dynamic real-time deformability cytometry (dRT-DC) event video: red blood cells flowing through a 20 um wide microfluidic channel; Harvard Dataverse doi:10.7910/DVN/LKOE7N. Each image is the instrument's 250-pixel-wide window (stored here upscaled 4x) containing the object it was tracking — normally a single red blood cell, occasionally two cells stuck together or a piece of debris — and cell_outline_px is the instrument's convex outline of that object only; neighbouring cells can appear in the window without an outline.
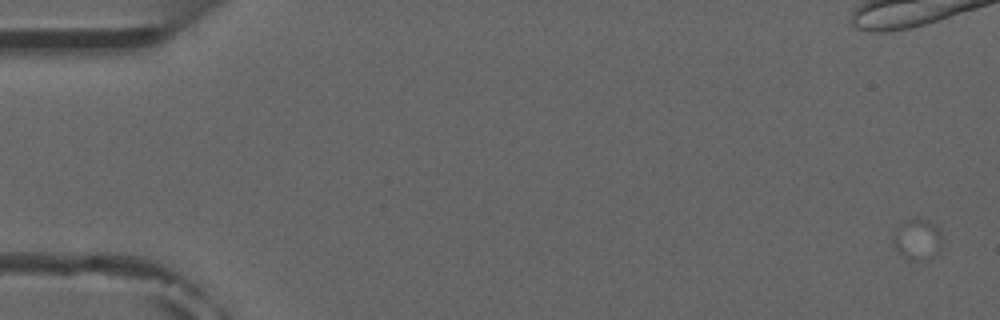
{"species": "common noctule bat (a hibernating species)", "species_latin": "Nyctalus noctula", "temperature_condition": "room temperature", "stored_images_in_passage": 5, "camera_frame_rate_fps": 3000, "um_per_image_px": 0.085, "animal": {"sex": "male", "forearm_length_mm": 52.5}, "frame": {"image": 1, "passage_image": 1, "time_ms": 0.0, "image_size_px": [1000, 320], "cell_outline_px": [[940, 248], [928, 260], [908, 260], [896, 248], [892, 240], [896, 228], [904, 220], [912, 216], [920, 216], [936, 224], [940, 228]], "centroid_in_image_um": [77.97, 20.27], "position_along_channel_um": 7.0, "area_um2": 11.91}}